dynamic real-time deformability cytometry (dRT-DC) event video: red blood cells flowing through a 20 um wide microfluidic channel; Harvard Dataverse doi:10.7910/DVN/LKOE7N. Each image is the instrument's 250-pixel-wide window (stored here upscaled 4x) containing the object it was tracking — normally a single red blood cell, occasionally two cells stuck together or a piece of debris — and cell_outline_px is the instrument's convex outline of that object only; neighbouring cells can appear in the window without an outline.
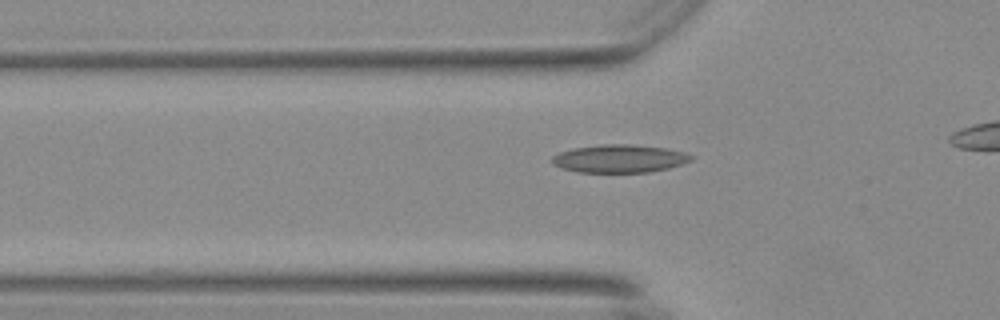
{"species": "Egyptian fruit bat (a non-hibernating species)", "species_latin": "Rousettus aegyptiacus", "temperature_condition": "warm", "stored_images_in_passage": 34, "camera_frame_rate_fps": 3000, "um_per_image_px": 0.085, "animal": {"sex": "female"}, "frame": {"image": 1, "passage_image": 7, "time_ms": 2.0, "image_size_px": [1000, 320], "cell_outline_px": [[692, 160], [668, 168], [648, 172], [580, 172], [564, 168], [552, 164], [552, 156], [560, 152], [572, 148], [604, 144], [628, 144], [664, 148], [684, 152], [692, 156]], "centroid_in_image_um": [52.63, 13.48], "position_along_channel_um": 73.2, "area_um2": 22.37}}
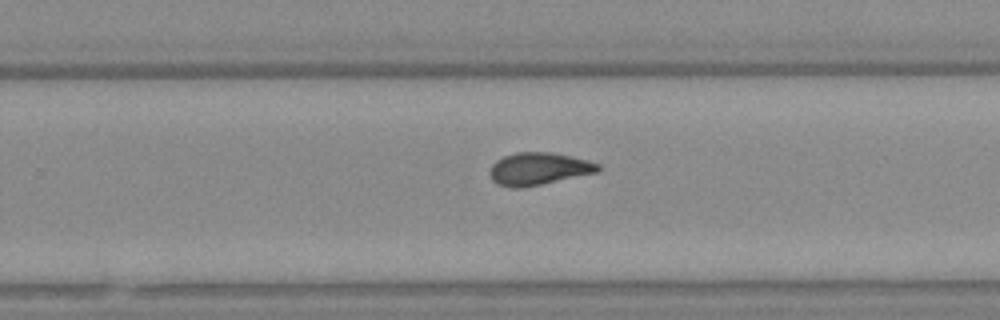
{"frame": {"image": 2, "passage_image": 24, "time_ms": 7.667, "image_size_px": [1000, 320], "cell_outline_px": [[600, 172], [520, 188], [512, 188], [496, 184], [492, 180], [488, 172], [492, 164], [496, 160], [504, 156], [516, 152], [552, 152], [588, 160], [600, 164]], "centroid_in_image_um": [45.77, 14.34], "position_along_channel_um": 284.0, "area_um2": 20.58}}
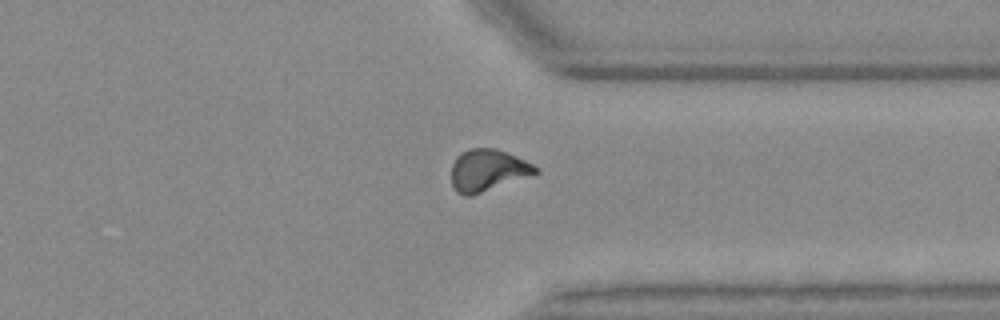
{"frame": {"image": 3, "passage_image": 31, "time_ms": 10.0, "image_size_px": [1000, 320], "cell_outline_px": [[540, 172], [472, 196], [464, 196], [456, 192], [452, 184], [452, 164], [456, 156], [460, 152], [468, 148], [496, 148], [516, 156], [540, 168]], "centroid_in_image_um": [41.43, 14.47], "position_along_channel_um": 370.0, "area_um2": 20.63}}